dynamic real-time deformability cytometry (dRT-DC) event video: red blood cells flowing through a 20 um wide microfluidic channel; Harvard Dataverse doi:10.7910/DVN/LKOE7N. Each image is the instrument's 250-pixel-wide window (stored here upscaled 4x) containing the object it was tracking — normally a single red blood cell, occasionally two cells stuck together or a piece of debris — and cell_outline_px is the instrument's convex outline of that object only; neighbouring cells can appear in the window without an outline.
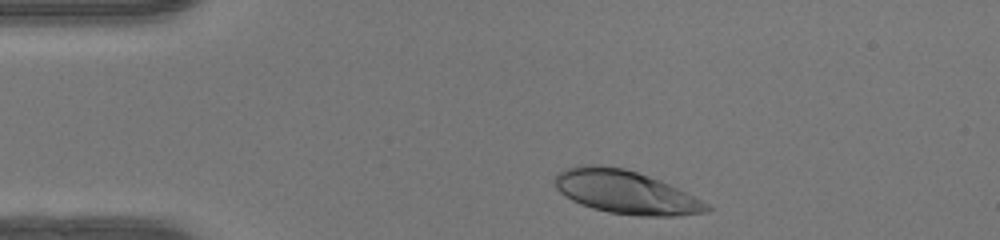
{"species": "human", "species_latin": "Homo sapiens", "temperature_condition": "warm", "stored_images_in_passage": 33, "camera_frame_rate_fps": 3000, "um_per_image_px": 0.085, "donor": {"sex": "female"}, "frame": {"image": 1, "passage_image": 1, "time_ms": 0.0, "image_size_px": [1000, 240], "cell_outline_px": [[712, 208], [708, 212], [680, 216], [640, 216], [608, 212], [592, 208], [580, 204], [564, 196], [556, 188], [556, 176], [564, 168], [580, 164], [600, 164], [624, 168], [660, 180], [708, 204]], "centroid_in_image_um": [53.15, 16.33], "position_along_channel_um": 31.9, "area_um2": 38.21}}
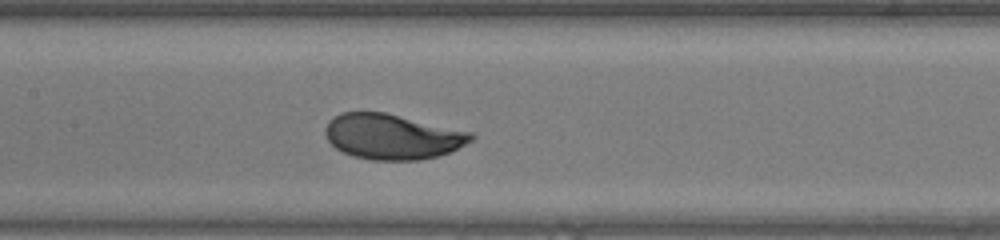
{"frame": {"image": 2, "passage_image": 15, "time_ms": 4.667, "image_size_px": [1000, 240], "cell_outline_px": [[476, 136], [472, 140], [448, 152], [436, 156], [420, 160], [372, 160], [352, 156], [336, 148], [328, 140], [324, 132], [324, 128], [328, 120], [340, 112], [384, 112], [472, 132]], "centroid_in_image_um": [33.3, 11.6], "position_along_channel_um": 174.1, "area_um2": 38.38}}
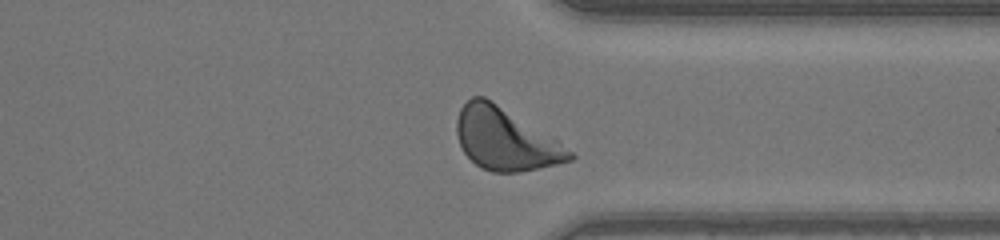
{"frame": {"image": 3, "passage_image": 29, "time_ms": 9.333, "image_size_px": [1000, 240], "cell_outline_px": [[576, 156], [572, 160], [556, 164], [520, 172], [492, 172], [480, 168], [464, 152], [460, 144], [456, 132], [456, 120], [460, 108], [472, 96], [484, 96], [556, 140], [572, 152]], "centroid_in_image_um": [42.91, 11.84], "position_along_channel_um": 368.5, "area_um2": 40.11}, "authors_computed_cell_mechanics": {"area_um2": 38.2058, "velocity_mm_per_s": 4.1865, "shape_relaxation_time_tau1_ms": 2.3505, "shape_relaxation_time_tau2_ms": null, "deformation_change_tau1": 0.1585, "deformation_change_tau2": null}}